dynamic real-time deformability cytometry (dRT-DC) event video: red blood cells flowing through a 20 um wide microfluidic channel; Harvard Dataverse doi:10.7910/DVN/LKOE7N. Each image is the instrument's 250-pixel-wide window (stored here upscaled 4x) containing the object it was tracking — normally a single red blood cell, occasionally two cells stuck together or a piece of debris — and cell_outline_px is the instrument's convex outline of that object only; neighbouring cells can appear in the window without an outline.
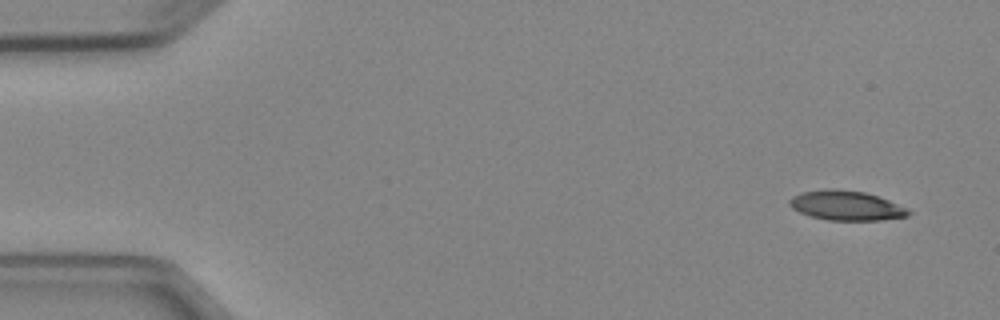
{"species": "Egyptian fruit bat (a non-hibernating species)", "species_latin": "Rousettus aegyptiacus", "temperature_condition": "cold", "stored_images_in_passage": 5, "camera_frame_rate_fps": 3000, "um_per_image_px": 0.085, "animal": {"sex": "female"}, "frame": {"image": 1, "passage_image": 1, "time_ms": 0.0, "image_size_px": [1000, 320], "cell_outline_px": [[912, 212], [908, 216], [880, 220], [828, 220], [812, 216], [800, 212], [792, 208], [788, 204], [788, 200], [792, 196], [800, 192], [824, 188], [836, 188], [864, 192], [888, 200], [908, 208]], "centroid_in_image_um": [71.9, 17.45], "position_along_channel_um": 13.1, "area_um2": 20.63}}
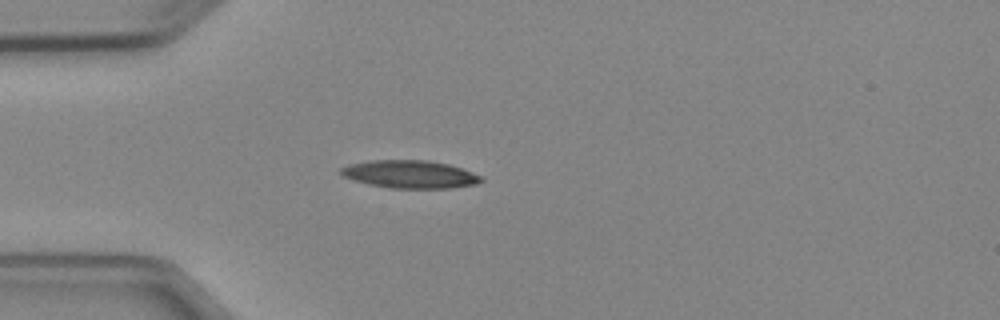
{"frame": {"image": 2, "passage_image": 4, "time_ms": 3.667, "image_size_px": [1000, 320], "cell_outline_px": [[484, 180], [476, 184], [452, 188], [388, 188], [368, 184], [344, 176], [340, 172], [340, 168], [348, 164], [368, 160], [428, 160], [448, 164], [484, 176]], "centroid_in_image_um": [34.87, 14.81], "position_along_channel_um": 50.1, "area_um2": 22.83}}